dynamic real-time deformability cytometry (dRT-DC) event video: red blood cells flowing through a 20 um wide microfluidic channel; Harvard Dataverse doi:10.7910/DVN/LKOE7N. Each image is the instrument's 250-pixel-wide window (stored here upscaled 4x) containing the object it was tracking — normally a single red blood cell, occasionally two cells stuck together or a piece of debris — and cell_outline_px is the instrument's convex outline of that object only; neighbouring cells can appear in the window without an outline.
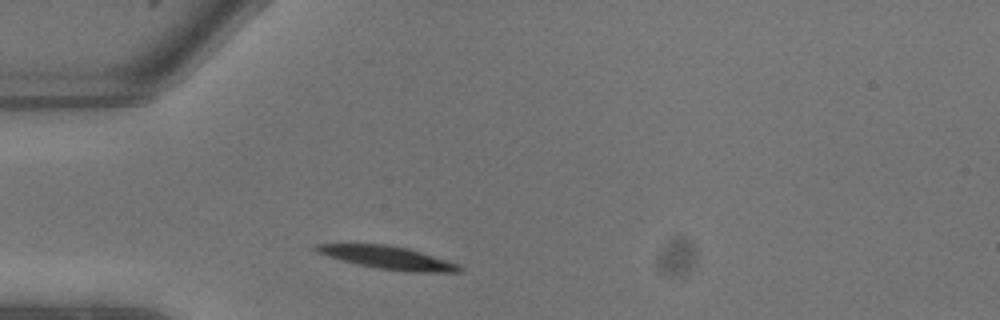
{"species": "common noctule bat (a hibernating species)", "species_latin": "Nyctalus noctula", "temperature_condition": "warm", "stored_images_in_passage": 3, "camera_frame_rate_fps": 3000, "um_per_image_px": 0.085, "animal": {"sex": "male", "body_mass_g": 13.3}, "frame": {"image": 1, "passage_image": 1, "time_ms": 0.0, "image_size_px": [1000, 320], "cell_outline_px": [[464, 272], [416, 272], [376, 268], [356, 264], [328, 256], [316, 252], [312, 248], [316, 244], [388, 244], [408, 248], [456, 264], [464, 268]], "centroid_in_image_um": [32.93, 21.9], "position_along_channel_um": 52.1, "area_um2": 18.9}}